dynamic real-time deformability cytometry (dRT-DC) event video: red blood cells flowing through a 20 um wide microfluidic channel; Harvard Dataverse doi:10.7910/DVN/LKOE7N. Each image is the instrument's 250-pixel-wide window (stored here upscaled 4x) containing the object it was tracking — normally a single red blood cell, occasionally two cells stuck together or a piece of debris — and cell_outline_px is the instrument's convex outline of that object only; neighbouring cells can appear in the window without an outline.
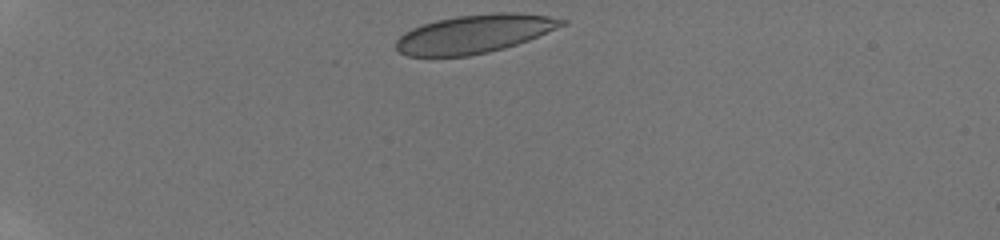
{"species": "human", "species_latin": "Homo sapiens", "temperature_condition": "room temperature", "stored_images_in_passage": 7, "camera_frame_rate_fps": 3000, "um_per_image_px": 0.085, "donor": {"sex": "male"}, "frame": {"image": 1, "passage_image": 1, "time_ms": 0.0, "image_size_px": [1000, 240], "cell_outline_px": [[568, 24], [528, 40], [504, 48], [488, 52], [468, 56], [408, 56], [400, 52], [396, 48], [396, 40], [404, 32], [412, 28], [436, 20], [456, 16], [492, 12], [516, 12], [548, 16], [568, 20]], "centroid_in_image_um": [40.35, 2.87], "position_along_channel_um": 44.7, "area_um2": 37.17}}